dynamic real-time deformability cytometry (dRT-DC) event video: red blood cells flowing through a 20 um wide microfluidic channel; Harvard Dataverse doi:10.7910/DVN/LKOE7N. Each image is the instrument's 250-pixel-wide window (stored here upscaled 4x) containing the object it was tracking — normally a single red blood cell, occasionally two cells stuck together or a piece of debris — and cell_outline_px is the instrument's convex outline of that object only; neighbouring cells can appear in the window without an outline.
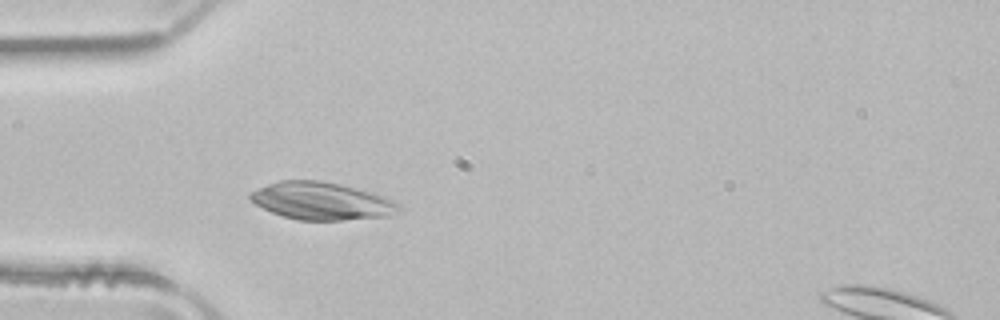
{"species": "common noctule bat (a hibernating species)", "species_latin": "Nyctalus noctula", "temperature_condition": "room temperature", "stored_images_in_passage": 40, "camera_frame_rate_fps": 3000, "um_per_image_px": 0.085, "animal": {"sex": "male", "body_mass_g": 21.5, "forearm_length_mm": 52.0}, "frame": {"image": 1, "passage_image": 3, "time_ms": 0.667, "image_size_px": [1000, 320], "cell_outline_px": [[404, 208], [388, 216], [344, 220], [300, 220], [284, 216], [272, 212], [256, 204], [248, 196], [248, 192], [268, 184], [280, 180], [320, 180], [340, 184], [372, 192], [384, 196], [400, 204]], "centroid_in_image_um": [27.35, 17.08], "position_along_channel_um": 57.6, "area_um2": 32.48}}
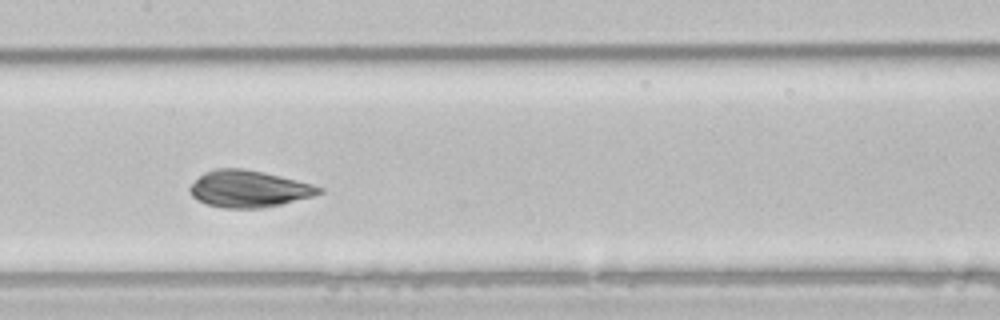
{"frame": {"image": 2, "passage_image": 13, "time_ms": 4.0, "image_size_px": [1000, 320], "cell_outline_px": [[324, 192], [312, 196], [280, 204], [260, 208], [224, 208], [208, 204], [196, 200], [192, 196], [188, 188], [204, 172], [216, 168], [244, 168], [264, 172], [312, 184], [324, 188]], "centroid_in_image_um": [21.13, 16.04], "position_along_channel_um": 186.3, "area_um2": 27.57}}
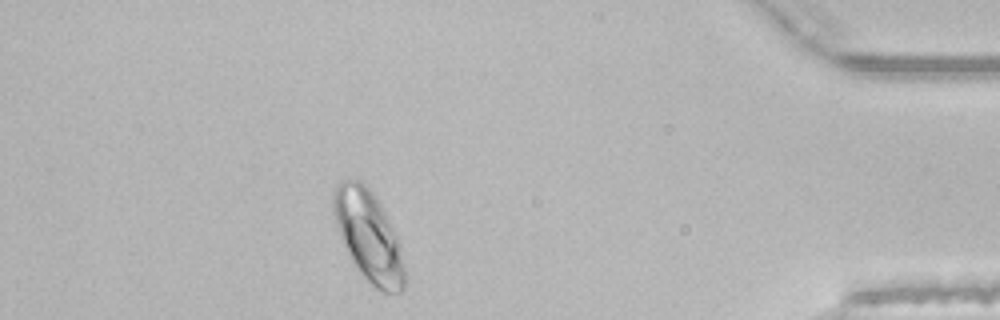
{"frame": {"image": 3, "passage_image": 33, "time_ms": 10.667, "image_size_px": [1000, 320], "cell_outline_px": [[404, 288], [400, 292], [380, 292], [360, 272], [352, 260], [348, 252], [336, 224], [332, 212], [332, 188], [340, 180], [360, 180], [372, 192], [380, 204], [400, 244], [404, 268]], "centroid_in_image_um": [31.3, 20.02], "position_along_channel_um": 403.9, "area_um2": 37.05}, "authors_computed_cell_mechanics": {"area_um2": 28.5243, "velocity_mm_per_s": 3.9797, "shape_relaxation_time_tau1_ms": 4.0124, "shape_relaxation_time_tau2_ms": null, "deformation_change_tau1": 0.1719, "deformation_change_tau2": null}}